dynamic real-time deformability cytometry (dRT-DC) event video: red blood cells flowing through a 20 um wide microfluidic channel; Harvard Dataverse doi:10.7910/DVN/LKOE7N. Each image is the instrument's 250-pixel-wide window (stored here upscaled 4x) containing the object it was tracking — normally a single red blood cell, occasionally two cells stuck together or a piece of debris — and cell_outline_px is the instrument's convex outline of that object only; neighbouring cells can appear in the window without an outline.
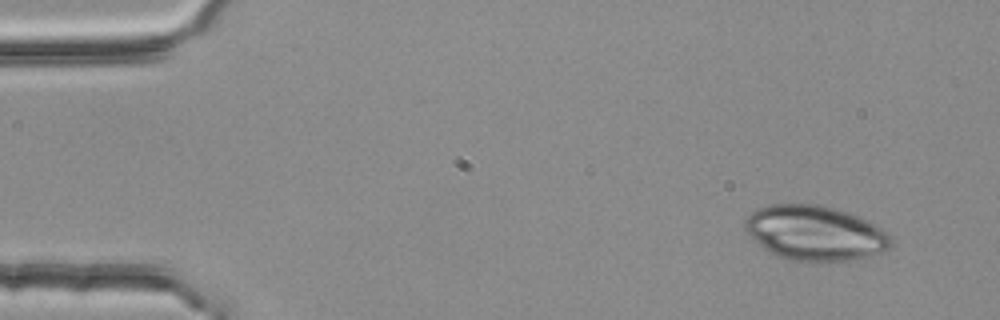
{"species": "common noctule bat (a hibernating species)", "species_latin": "Nyctalus noctula", "temperature_condition": "room temperature", "stored_images_in_passage": 4, "camera_frame_rate_fps": 3000, "um_per_image_px": 0.085, "animal": {"sex": "female", "body_mass_g": 25.1}, "frame": {"image": 1, "passage_image": 1, "time_ms": 0.0, "image_size_px": [1000, 320], "cell_outline_px": [[892, 244], [888, 248], [880, 252], [868, 256], [852, 260], [788, 260], [776, 256], [768, 252], [744, 228], [744, 220], [756, 208], [768, 204], [820, 204], [848, 212], [868, 220], [888, 232], [892, 240]], "centroid_in_image_um": [69.27, 19.78], "position_along_channel_um": 15.7, "area_um2": 46.47}}